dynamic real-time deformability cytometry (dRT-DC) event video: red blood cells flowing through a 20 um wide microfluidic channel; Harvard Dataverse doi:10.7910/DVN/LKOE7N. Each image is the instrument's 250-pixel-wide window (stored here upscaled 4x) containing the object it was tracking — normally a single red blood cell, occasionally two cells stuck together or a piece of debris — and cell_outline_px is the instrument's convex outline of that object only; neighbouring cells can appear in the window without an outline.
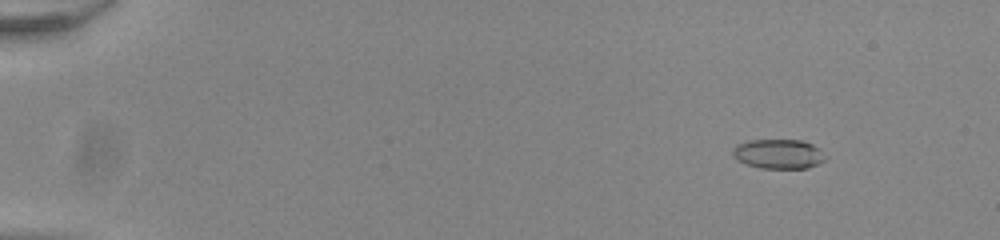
{"species": "common noctule bat (a hibernating species)", "species_latin": "Nyctalus noctula", "temperature_condition": "room temperature", "stored_images_in_passage": 54, "camera_frame_rate_fps": 3000, "um_per_image_px": 0.085, "animal": {"sex": "male", "body_mass_g": 20.0, "forearm_length_mm": 53.3}, "frame": {"image": 1, "passage_image": 7, "time_ms": 2.0, "image_size_px": [1000, 240], "cell_outline_px": [[828, 156], [824, 160], [808, 168], [760, 168], [736, 160], [732, 156], [732, 148], [736, 144], [748, 140], [800, 140], [812, 144]], "centroid_in_image_um": [66.14, 13.08], "position_along_channel_um": 18.9, "area_um2": 16.01}}
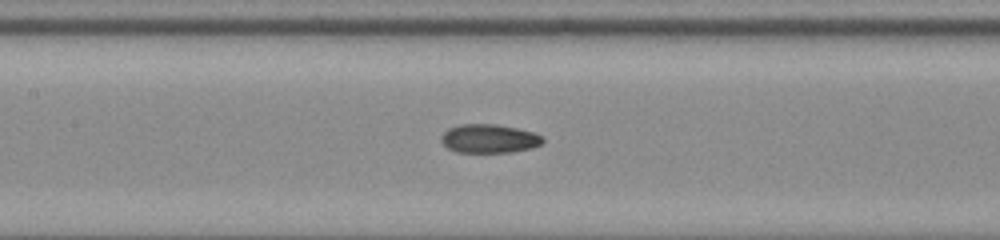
{"frame": {"image": 2, "passage_image": 28, "time_ms": 9.0, "image_size_px": [1000, 240], "cell_outline_px": [[544, 144], [532, 148], [512, 152], [456, 152], [448, 148], [440, 140], [440, 136], [448, 128], [460, 124], [496, 124], [516, 128], [532, 132], [540, 136], [544, 140]], "centroid_in_image_um": [41.57, 11.78], "position_along_channel_um": 165.8, "area_um2": 17.05}}
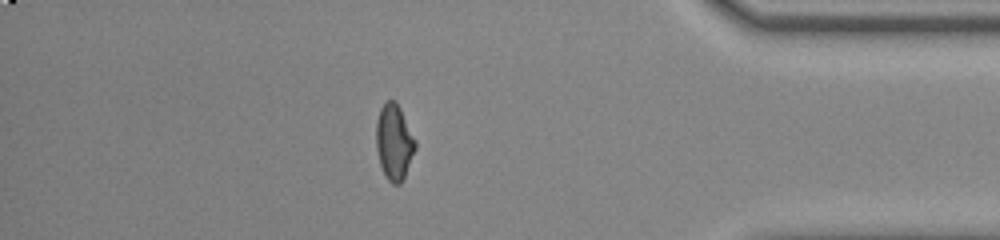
{"frame": {"image": 3, "passage_image": 48, "time_ms": 15.667, "image_size_px": [1000, 240], "cell_outline_px": [[416, 148], [404, 176], [400, 184], [392, 184], [388, 180], [380, 164], [376, 148], [376, 120], [380, 108], [388, 100], [396, 100], [416, 140]], "centroid_in_image_um": [33.49, 12.05], "position_along_channel_um": 401.7, "area_um2": 17.17}, "authors_computed_cell_mechanics": {"area_um2": 16.7042, "velocity_mm_per_s": 3.9649, "shape_relaxation_time_tau1_ms": 6.3523, "shape_relaxation_time_tau2_ms": 1.8638, "deformation_change_tau1": 0.184, "deformation_change_tau2": 0.075}}